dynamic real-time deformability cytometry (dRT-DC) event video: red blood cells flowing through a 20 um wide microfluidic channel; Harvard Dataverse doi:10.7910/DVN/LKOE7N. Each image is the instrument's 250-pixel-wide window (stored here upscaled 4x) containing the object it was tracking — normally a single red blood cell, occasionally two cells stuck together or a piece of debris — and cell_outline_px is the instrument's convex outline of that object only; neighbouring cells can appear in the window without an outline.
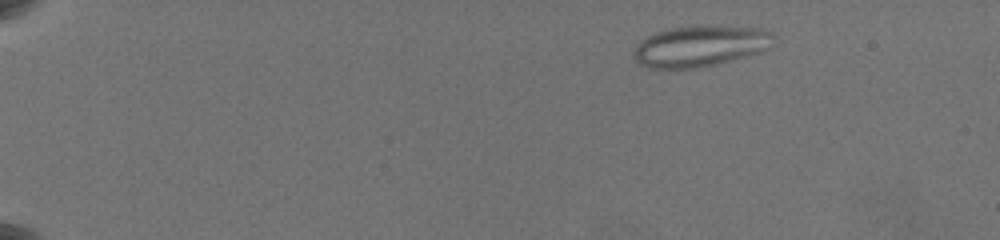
{"species": "common noctule bat (a hibernating species)", "species_latin": "Nyctalus noctula", "temperature_condition": "warm", "stored_images_in_passage": 57, "camera_frame_rate_fps": 3000, "um_per_image_px": 0.085, "animal": {"sex": "female", "body_mass_g": 19.5, "forearm_length_mm": 54.1}, "frame": {"image": 1, "passage_image": 7, "time_ms": 2.0, "image_size_px": [1000, 240], "cell_outline_px": [[776, 36], [768, 48], [760, 52], [716, 64], [696, 68], [652, 68], [640, 64], [636, 60], [636, 44], [648, 36], [656, 32], [672, 28], [708, 24], [764, 28], [772, 32]], "centroid_in_image_um": [59.59, 3.88], "position_along_channel_um": 25.4, "area_um2": 33.52}}
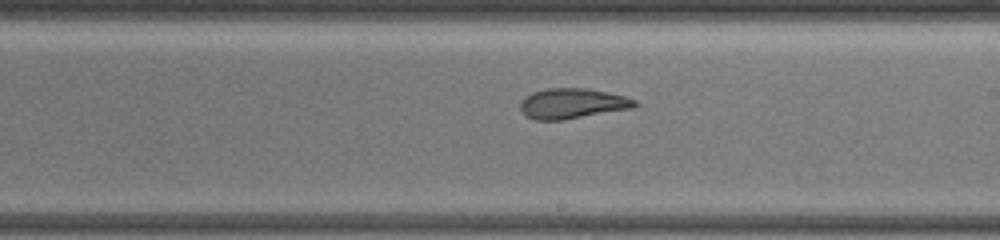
{"frame": {"image": 2, "passage_image": 35, "time_ms": 11.667, "image_size_px": [1000, 240], "cell_outline_px": [[640, 104], [636, 108], [564, 120], [536, 120], [524, 116], [520, 108], [520, 104], [532, 92], [548, 88], [588, 88], [608, 92], [624, 96], [636, 100]], "centroid_in_image_um": [48.71, 8.81], "position_along_channel_um": 240.3, "area_um2": 20.46}}
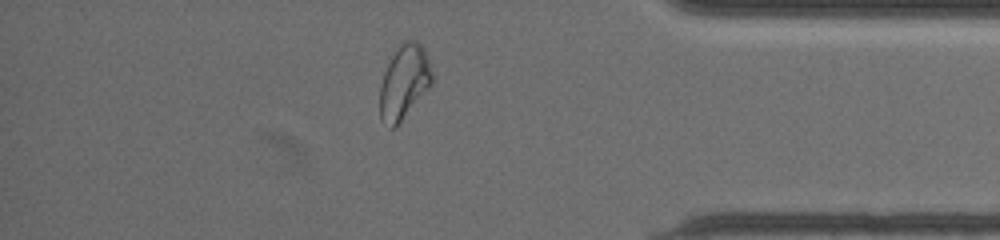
{"frame": {"image": 3, "passage_image": 50, "time_ms": 16.667, "image_size_px": [1000, 240], "cell_outline_px": [[432, 84], [396, 128], [388, 128], [380, 120], [380, 84], [384, 72], [396, 48], [404, 40], [416, 40], [424, 48], [432, 72]], "centroid_in_image_um": [34.34, 7.0], "position_along_channel_um": 400.9, "area_um2": 22.66}, "authors_computed_cell_mechanics": {"area_um2": 23.987, "velocity_mm_per_s": 3.5833, "shape_relaxation_time_tau1_ms": null, "shape_relaxation_time_tau2_ms": 1.3517, "deformation_change_tau1": null, "deformation_change_tau2": 0.0951}}